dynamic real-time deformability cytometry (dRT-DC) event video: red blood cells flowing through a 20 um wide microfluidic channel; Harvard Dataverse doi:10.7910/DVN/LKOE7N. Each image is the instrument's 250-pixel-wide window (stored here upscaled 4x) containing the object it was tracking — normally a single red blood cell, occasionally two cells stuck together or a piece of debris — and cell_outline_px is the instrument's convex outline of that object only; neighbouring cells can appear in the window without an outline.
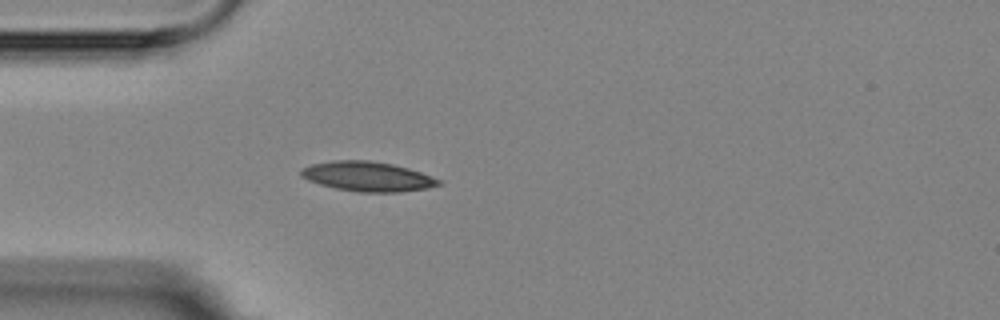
{"species": "Egyptian fruit bat (a non-hibernating species)", "species_latin": "Rousettus aegyptiacus", "temperature_condition": "room temperature", "stored_images_in_passage": 3, "camera_frame_rate_fps": 3000, "um_per_image_px": 0.085, "animal": {"sex": "female"}, "frame": {"image": 1, "passage_image": 3, "time_ms": 2.333, "image_size_px": [1000, 320], "cell_outline_px": [[440, 184], [428, 188], [400, 192], [360, 192], [336, 188], [320, 184], [308, 180], [300, 176], [300, 168], [312, 164], [332, 160], [368, 160], [392, 164], [408, 168], [420, 172], [440, 180]], "centroid_in_image_um": [31.2, 14.99], "position_along_channel_um": 53.8, "area_um2": 23.7}}